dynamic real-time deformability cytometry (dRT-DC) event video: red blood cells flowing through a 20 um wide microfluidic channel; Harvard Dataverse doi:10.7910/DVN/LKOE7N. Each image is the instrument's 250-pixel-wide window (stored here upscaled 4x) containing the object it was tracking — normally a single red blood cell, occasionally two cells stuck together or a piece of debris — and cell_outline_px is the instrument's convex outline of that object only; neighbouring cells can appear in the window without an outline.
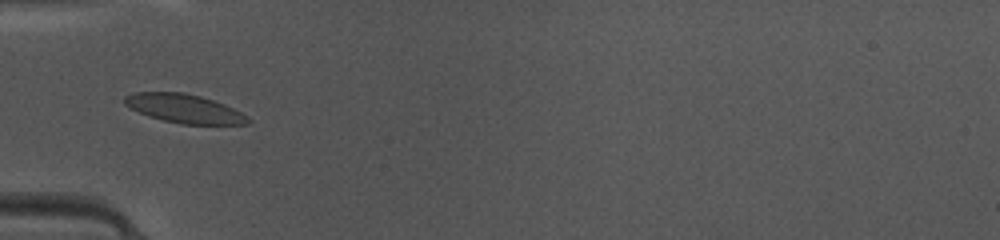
{"species": "common noctule bat (a hibernating species)", "species_latin": "Nyctalus noctula", "temperature_condition": "warm", "stored_images_in_passage": 40, "camera_frame_rate_fps": 3000, "um_per_image_px": 0.085, "animal": {"sex": "female", "body_mass_g": 10.0, "forearm_length_mm": 53.1}, "frame": {"image": 1, "passage_image": 8, "time_ms": 2.333, "image_size_px": [1000, 240], "cell_outline_px": [[252, 120], [248, 124], [180, 124], [164, 120], [140, 112], [124, 104], [124, 96], [132, 92], [184, 92], [200, 96], [224, 104], [248, 116]], "centroid_in_image_um": [15.68, 9.22], "position_along_channel_um": 69.3, "area_um2": 20.46}}
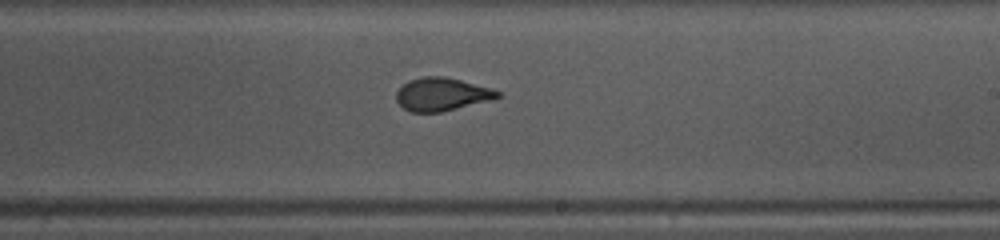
{"frame": {"image": 2, "passage_image": 21, "time_ms": 6.667, "image_size_px": [1000, 240], "cell_outline_px": [[504, 96], [492, 100], [440, 112], [412, 112], [404, 108], [396, 100], [396, 92], [408, 80], [424, 76], [444, 76], [492, 88], [500, 92]], "centroid_in_image_um": [37.58, 8.01], "position_along_channel_um": 251.4, "area_um2": 19.54}}
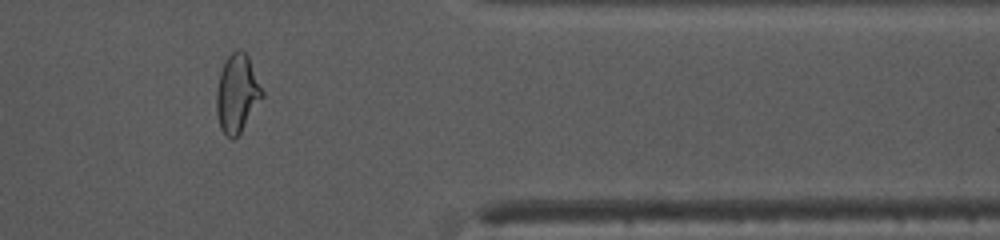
{"frame": {"image": 3, "passage_image": 32, "time_ms": 10.333, "image_size_px": [1000, 240], "cell_outline_px": [[264, 96], [240, 132], [232, 140], [224, 136], [220, 128], [216, 112], [216, 92], [220, 72], [228, 56], [232, 52], [244, 52], [248, 56], [264, 92]], "centroid_in_image_um": [20.14, 7.99], "position_along_channel_um": 391.3, "area_um2": 20.63}, "authors_computed_cell_mechanics": {"area_um2": 20.23, "velocity_mm_per_s": 4.1863, "shape_relaxation_time_tau1_ms": 4.2107, "shape_relaxation_time_tau2_ms": 0.7435, "deformation_change_tau1": 0.1668, "deformation_change_tau2": 0.0505}}